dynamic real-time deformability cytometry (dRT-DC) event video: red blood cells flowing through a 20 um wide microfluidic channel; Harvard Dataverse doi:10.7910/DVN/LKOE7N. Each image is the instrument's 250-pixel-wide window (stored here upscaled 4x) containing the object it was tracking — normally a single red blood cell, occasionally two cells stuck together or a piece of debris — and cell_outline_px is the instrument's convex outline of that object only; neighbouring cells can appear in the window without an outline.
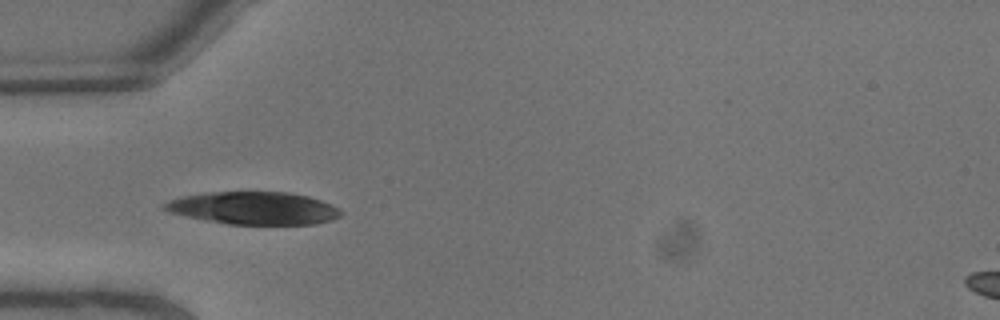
{"species": "common noctule bat (a hibernating species)", "species_latin": "Nyctalus noctula", "temperature_condition": "warm", "stored_images_in_passage": 5, "camera_frame_rate_fps": 3000, "um_per_image_px": 0.085, "animal": {"sex": "male", "body_mass_g": 13.3}, "frame": {"image": 1, "passage_image": 4, "time_ms": 1.0, "image_size_px": [1000, 320], "cell_outline_px": [[344, 212], [340, 216], [332, 220], [316, 224], [228, 224], [168, 212], [160, 208], [160, 204], [168, 200], [180, 196], [208, 192], [288, 192], [308, 196], [332, 204], [340, 208]], "centroid_in_image_um": [21.56, 17.68], "position_along_channel_um": 63.4, "area_um2": 33.76}}
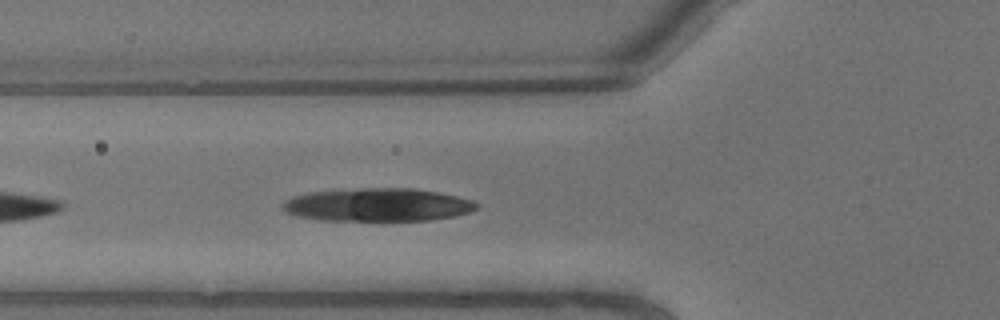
{"frame": {"image": 2, "passage_image": 5, "time_ms": 1.333, "image_size_px": [1000, 320], "cell_outline_px": [[480, 204], [472, 212], [452, 216], [428, 220], [324, 220], [300, 216], [284, 212], [280, 208], [280, 204], [284, 200], [292, 196], [308, 192], [360, 188], [416, 188], [440, 192], [472, 200]], "centroid_in_image_um": [32.08, 17.39], "position_along_channel_um": 93.7, "area_um2": 37.57}}